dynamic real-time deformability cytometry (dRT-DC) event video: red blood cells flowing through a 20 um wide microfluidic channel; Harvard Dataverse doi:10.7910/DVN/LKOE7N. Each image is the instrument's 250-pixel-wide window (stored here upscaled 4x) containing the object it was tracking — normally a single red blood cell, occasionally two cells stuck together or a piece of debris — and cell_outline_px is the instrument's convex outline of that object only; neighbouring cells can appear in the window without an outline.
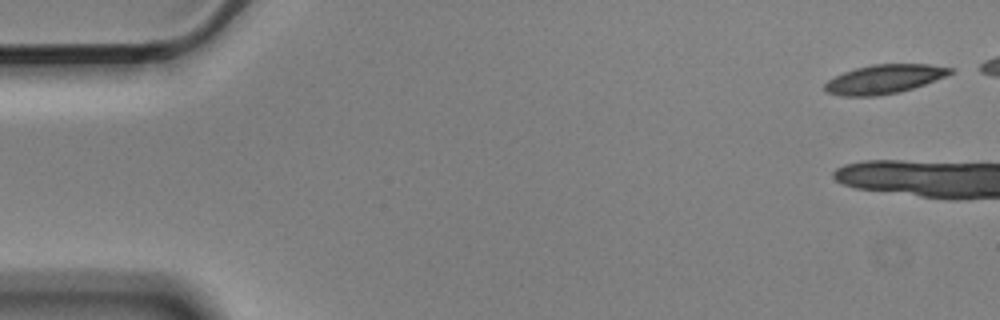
{"species": "Egyptian fruit bat (a non-hibernating species)", "species_latin": "Rousettus aegyptiacus", "temperature_condition": "cold", "stored_images_in_passage": 4, "camera_frame_rate_fps": 3000, "um_per_image_px": 0.085, "animal": {"sex": "male"}, "frame": {"image": 1, "passage_image": 1, "time_ms": 0.0, "image_size_px": [1000, 320], "cell_outline_px": [[952, 72], [944, 76], [924, 84], [900, 92], [872, 96], [840, 96], [828, 92], [824, 88], [824, 84], [828, 80], [844, 72], [856, 68], [872, 64], [928, 64], [952, 68]], "centroid_in_image_um": [75.12, 6.72], "position_along_channel_um": 9.9, "area_um2": 20.87}}